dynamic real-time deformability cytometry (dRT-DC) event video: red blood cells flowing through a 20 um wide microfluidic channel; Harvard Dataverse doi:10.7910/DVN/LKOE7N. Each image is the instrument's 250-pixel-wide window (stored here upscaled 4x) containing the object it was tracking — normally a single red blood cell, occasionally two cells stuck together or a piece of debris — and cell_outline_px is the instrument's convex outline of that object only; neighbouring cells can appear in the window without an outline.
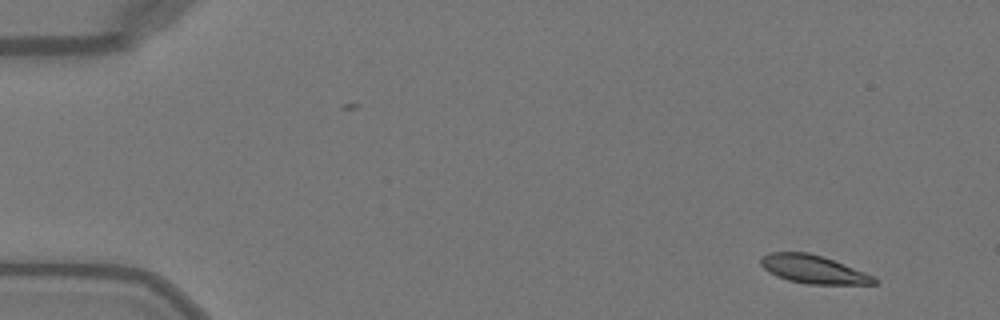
{"species": "Egyptian fruit bat (a non-hibernating species)", "species_latin": "Rousettus aegyptiacus", "temperature_condition": "warm", "stored_images_in_passage": 47, "camera_frame_rate_fps": 3000, "um_per_image_px": 0.085, "animal": {"sex": "female"}, "frame": {"image": 1, "passage_image": 1, "time_ms": 0.0, "image_size_px": [1000, 320], "cell_outline_px": [[880, 280], [876, 284], [808, 284], [788, 280], [776, 276], [768, 272], [760, 264], [760, 260], [768, 252], [808, 252], [832, 260], [864, 272]], "centroid_in_image_um": [69.11, 22.9], "position_along_channel_um": 15.9, "area_um2": 18.44}}
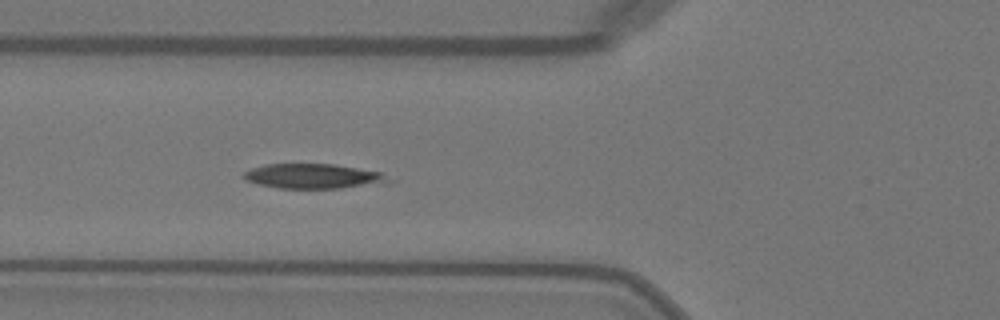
{"frame": {"image": 2, "passage_image": 16, "time_ms": 5.0, "image_size_px": [1000, 320], "cell_outline_px": [[396, 180], [388, 184], [340, 188], [276, 188], [244, 180], [240, 176], [244, 172], [252, 168], [264, 164], [336, 164], [380, 172]], "centroid_in_image_um": [26.7, 14.98], "position_along_channel_um": 99.1, "area_um2": 21.33}}
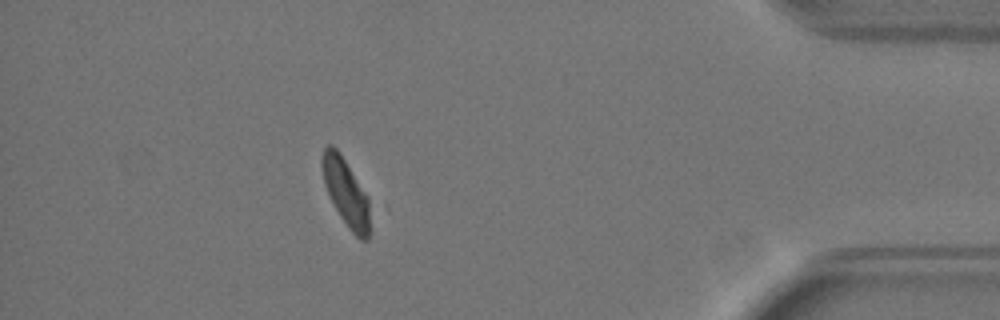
{"frame": {"image": 3, "passage_image": 42, "time_ms": 13.667, "image_size_px": [1000, 320], "cell_outline_px": [[368, 240], [360, 240], [348, 228], [340, 216], [324, 184], [320, 168], [320, 156], [324, 148], [328, 144], [332, 144], [340, 152], [368, 196]], "centroid_in_image_um": [29.35, 16.28], "position_along_channel_um": 405.9, "area_um2": 18.67}, "authors_computed_cell_mechanics": {"area_um2": 20.1144, "velocity_mm_per_s": 4.0537, "shape_relaxation_time_tau1_ms": 2.206, "shape_relaxation_time_tau2_ms": null, "deformation_change_tau1": 0.1685, "deformation_change_tau2": null}}